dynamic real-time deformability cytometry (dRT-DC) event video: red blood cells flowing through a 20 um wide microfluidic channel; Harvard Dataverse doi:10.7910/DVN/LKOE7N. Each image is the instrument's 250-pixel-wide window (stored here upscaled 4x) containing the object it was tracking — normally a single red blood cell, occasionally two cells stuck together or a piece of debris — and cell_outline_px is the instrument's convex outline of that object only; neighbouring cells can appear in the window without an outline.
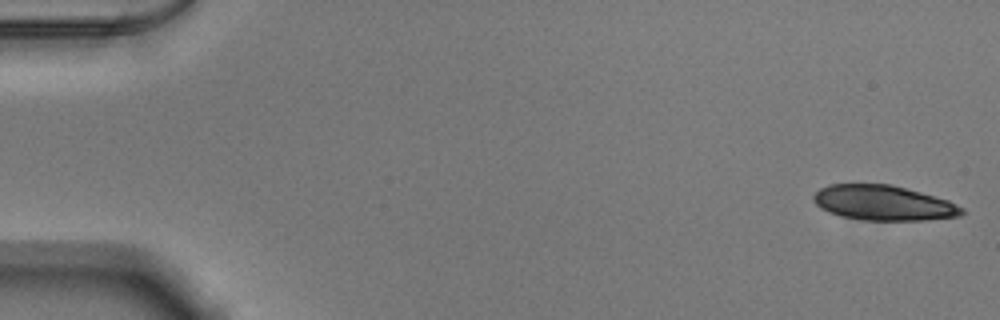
{"species": "Egyptian fruit bat (a non-hibernating species)", "species_latin": "Rousettus aegyptiacus", "temperature_condition": "warm", "stored_images_in_passage": 53, "camera_frame_rate_fps": 3000, "um_per_image_px": 0.085, "animal": {"sex": "male"}, "frame": {"image": 1, "passage_image": 1, "time_ms": 0.0, "image_size_px": [1000, 320], "cell_outline_px": [[964, 212], [960, 216], [924, 220], [860, 220], [840, 216], [828, 212], [820, 208], [812, 200], [812, 196], [820, 188], [828, 184], [892, 184], [948, 200], [964, 208]], "centroid_in_image_um": [75.06, 17.25], "position_along_channel_um": 9.9, "area_um2": 30.4}}
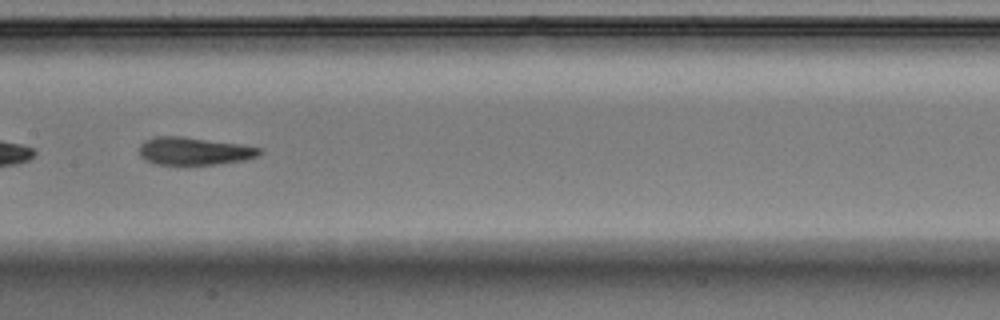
{"frame": {"image": 2, "passage_image": 27, "time_ms": 8.667, "image_size_px": [1000, 320], "cell_outline_px": [[264, 152], [260, 156], [244, 160], [216, 164], [152, 164], [144, 160], [140, 156], [140, 144], [144, 140], [156, 136], [180, 136], [240, 144], [264, 148]], "centroid_in_image_um": [16.53, 12.84], "position_along_channel_um": 190.9, "area_um2": 19.59}}
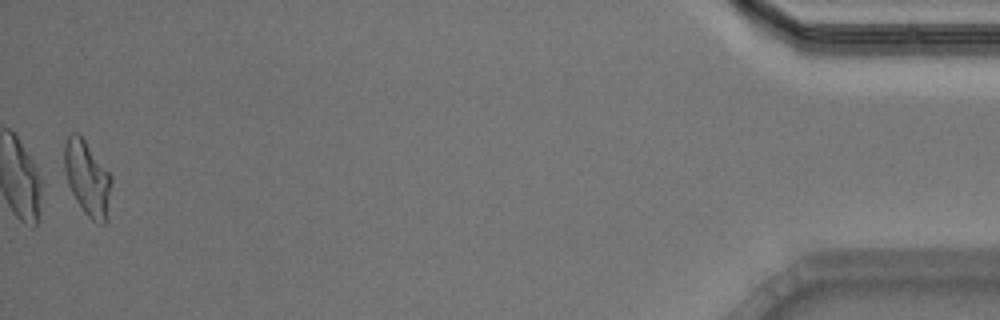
{"frame": {"image": 3, "passage_image": 52, "time_ms": 17.0, "image_size_px": [1000, 320], "cell_outline_px": [[112, 184], [104, 224], [100, 224], [92, 220], [84, 212], [76, 200], [68, 184], [64, 172], [64, 144], [68, 136], [72, 132], [80, 132], [112, 176]], "centroid_in_image_um": [7.4, 15.07], "position_along_channel_um": 427.8, "area_um2": 20.58}, "authors_computed_cell_mechanics": {"area_um2": 20.2878, "velocity_mm_per_s": 3.8777, "shape_relaxation_time_tau1_ms": 3.2112, "shape_relaxation_time_tau2_ms": 2.1569, "deformation_change_tau1": 0.1378, "deformation_change_tau2": 0.1016}}